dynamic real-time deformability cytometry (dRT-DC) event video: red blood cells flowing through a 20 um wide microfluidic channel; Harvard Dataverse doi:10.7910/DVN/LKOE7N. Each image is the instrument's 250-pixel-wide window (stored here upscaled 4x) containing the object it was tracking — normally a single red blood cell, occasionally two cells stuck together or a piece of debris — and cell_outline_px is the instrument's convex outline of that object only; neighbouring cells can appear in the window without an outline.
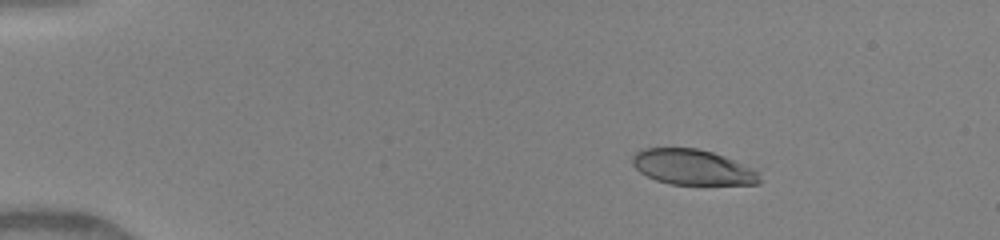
{"species": "human", "species_latin": "Homo sapiens", "temperature_condition": "warm", "stored_images_in_passage": 43, "camera_frame_rate_fps": 3000, "um_per_image_px": 0.085, "donor": {"sex": "female"}, "frame": {"image": 1, "passage_image": 2, "time_ms": 0.333, "image_size_px": [1000, 240], "cell_outline_px": [[760, 180], [756, 184], [672, 184], [656, 180], [640, 172], [632, 164], [632, 156], [636, 152], [644, 148], [696, 148], [712, 152], [724, 156], [752, 168], [756, 172]], "centroid_in_image_um": [58.82, 14.2], "position_along_channel_um": 26.2, "area_um2": 25.84}}
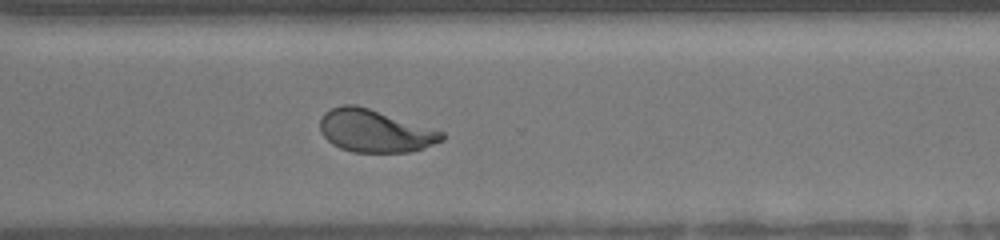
{"frame": {"image": 2, "passage_image": 31, "time_ms": 10.0, "image_size_px": [1000, 240], "cell_outline_px": [[444, 140], [424, 148], [408, 152], [352, 152], [340, 148], [332, 144], [320, 132], [320, 116], [324, 112], [332, 108], [344, 104], [356, 104], [444, 132]], "centroid_in_image_um": [31.84, 11.13], "position_along_channel_um": 338.8, "area_um2": 30.17}}
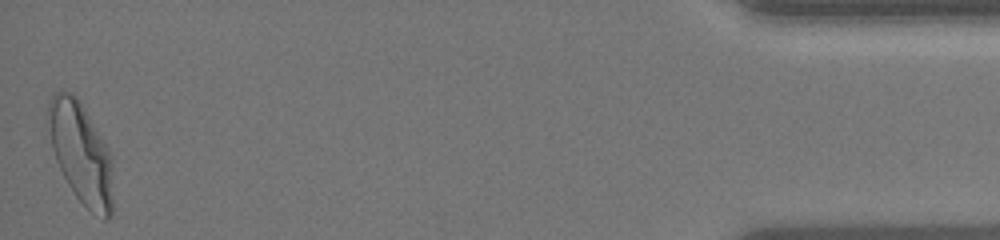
{"frame": {"image": 3, "passage_image": 43, "time_ms": 14.0, "image_size_px": [1000, 240], "cell_outline_px": [[112, 216], [108, 220], [104, 220], [92, 212], [76, 196], [68, 184], [56, 160], [52, 148], [44, 116], [48, 104], [52, 96], [56, 92], [68, 92], [76, 96], [104, 144], [112, 160]], "centroid_in_image_um": [6.84, 13.03], "position_along_channel_um": 428.4, "area_um2": 37.69}, "authors_computed_cell_mechanics": {"area_um2": 30.056, "velocity_mm_per_s": 4.1653, "shape_relaxation_time_tau1_ms": 3.9497, "shape_relaxation_time_tau2_ms": null, "deformation_change_tau1": 0.1825, "deformation_change_tau2": null}}